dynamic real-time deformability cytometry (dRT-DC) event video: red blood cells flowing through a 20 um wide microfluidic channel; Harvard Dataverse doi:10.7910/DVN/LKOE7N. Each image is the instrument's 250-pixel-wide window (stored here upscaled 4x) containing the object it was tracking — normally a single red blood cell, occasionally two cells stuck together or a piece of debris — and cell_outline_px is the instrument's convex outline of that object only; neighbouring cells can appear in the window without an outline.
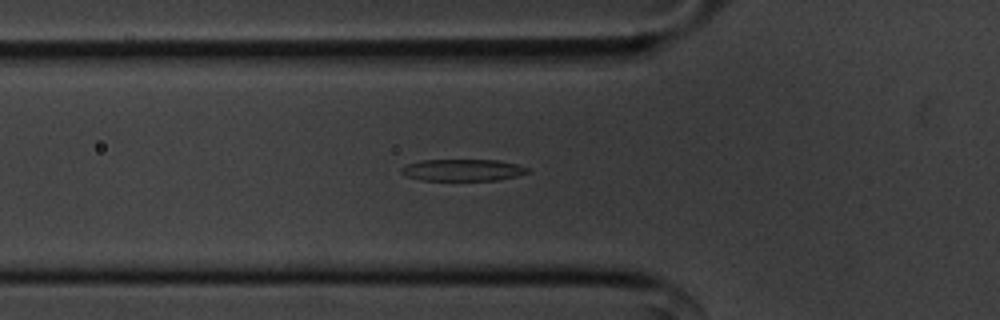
{"species": "common noctule bat (a hibernating species)", "species_latin": "Nyctalus noctula", "temperature_condition": "cold", "stored_images_in_passage": 55, "camera_frame_rate_fps": 3000, "um_per_image_px": 0.085, "animal": {"sex": "male", "body_mass_g": 20.1, "forearm_length_mm": 53.5}, "frame": {"image": 1, "passage_image": 18, "time_ms": 5.667, "image_size_px": [1000, 320], "cell_outline_px": [[532, 172], [500, 180], [420, 180], [404, 176], [400, 172], [400, 168], [408, 164], [420, 160], [500, 160], [516, 164], [528, 168]], "centroid_in_image_um": [39.33, 14.45], "position_along_channel_um": 86.5, "area_um2": 16.18}}
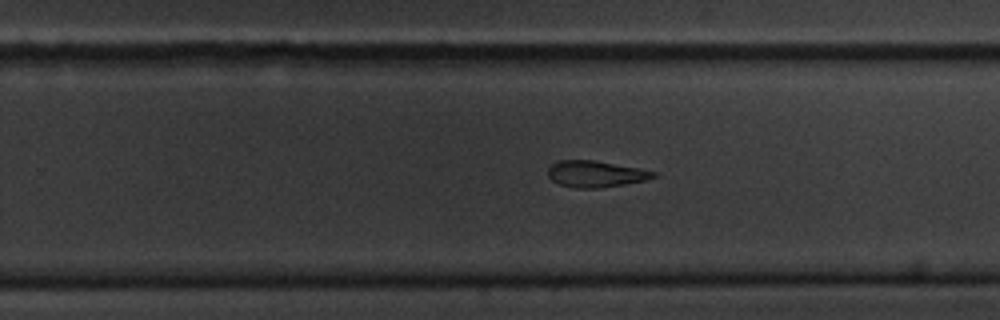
{"frame": {"image": 2, "passage_image": 34, "time_ms": 11.0, "image_size_px": [1000, 320], "cell_outline_px": [[656, 176], [644, 180], [624, 184], [596, 188], [572, 188], [560, 184], [552, 180], [548, 176], [548, 168], [552, 164], [560, 160], [592, 160], [636, 168], [656, 172]], "centroid_in_image_um": [50.57, 14.79], "position_along_channel_um": 279.2, "area_um2": 15.9}}
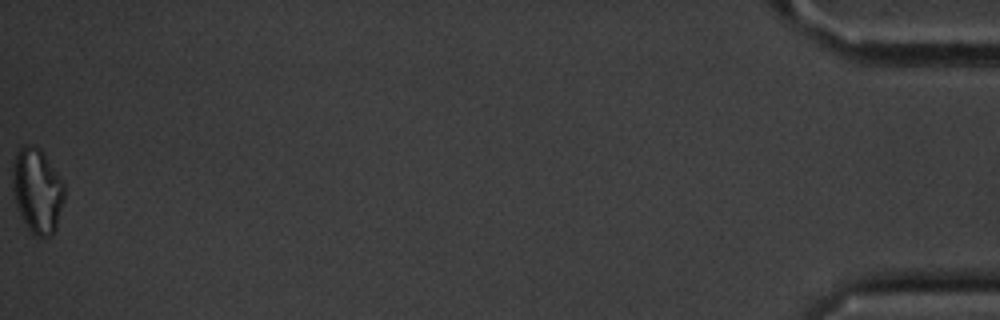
{"frame": {"image": 3, "passage_image": 55, "time_ms": 18.0, "image_size_px": [1000, 320], "cell_outline_px": [[64, 200], [56, 228], [52, 236], [36, 236], [28, 228], [20, 216], [16, 204], [12, 188], [12, 176], [16, 152], [24, 144], [32, 144], [40, 148], [64, 184]], "centroid_in_image_um": [3.16, 16.2], "position_along_channel_um": 432.0, "area_um2": 25.49}, "authors_computed_cell_mechanics": {"area_um2": 17.2822, "velocity_mm_per_s": 3.6002, "shape_relaxation_time_tau1_ms": 3.6253, "shape_relaxation_time_tau2_ms": null, "deformation_change_tau1": 0.1476, "deformation_change_tau2": null}}